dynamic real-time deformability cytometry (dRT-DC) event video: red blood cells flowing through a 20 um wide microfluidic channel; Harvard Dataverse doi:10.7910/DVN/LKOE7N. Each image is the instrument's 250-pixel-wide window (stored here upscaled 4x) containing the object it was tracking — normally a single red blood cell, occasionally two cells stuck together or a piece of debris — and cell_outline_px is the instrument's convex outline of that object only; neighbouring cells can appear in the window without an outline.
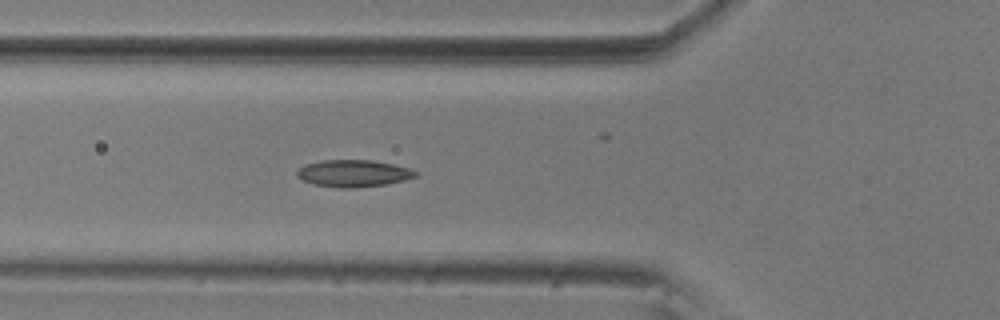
{"species": "common noctule bat (a hibernating species)", "species_latin": "Nyctalus noctula", "temperature_condition": "room temperature", "stored_images_in_passage": 6, "camera_frame_rate_fps": 3000, "um_per_image_px": 0.085, "animal": {"sex": "male", "body_mass_g": 20.5, "forearm_length_mm": 52.5}, "frame": {"image": 1, "passage_image": 6, "time_ms": 1.667, "image_size_px": [1000, 320], "cell_outline_px": [[420, 172], [416, 176], [404, 180], [388, 184], [356, 188], [340, 188], [312, 184], [296, 176], [296, 172], [304, 164], [320, 160], [372, 160], [392, 164], [408, 168]], "centroid_in_image_um": [30.03, 14.74], "position_along_channel_um": 95.8, "area_um2": 18.79}}